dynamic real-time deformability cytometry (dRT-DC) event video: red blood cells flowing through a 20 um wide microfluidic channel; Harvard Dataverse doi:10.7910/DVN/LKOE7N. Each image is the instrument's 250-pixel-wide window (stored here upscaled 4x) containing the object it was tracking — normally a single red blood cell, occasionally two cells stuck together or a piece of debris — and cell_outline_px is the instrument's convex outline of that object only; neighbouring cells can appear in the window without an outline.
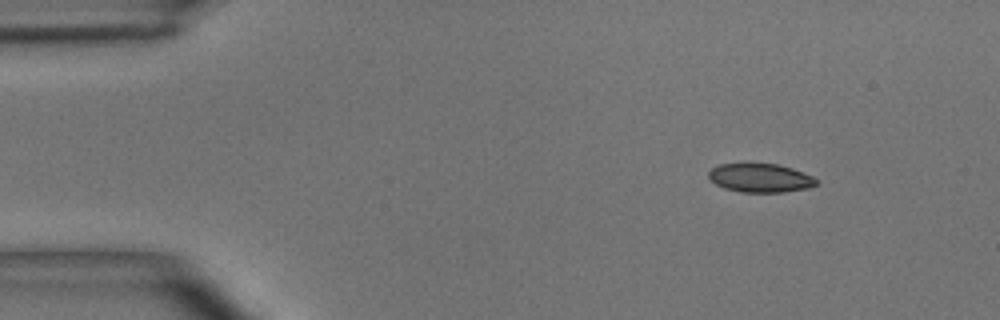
{"species": "common noctule bat (a hibernating species)", "species_latin": "Nyctalus noctula", "temperature_condition": "room temperature", "stored_images_in_passage": 3, "camera_frame_rate_fps": 3000, "um_per_image_px": 0.085, "animal": {"sex": "male", "body_mass_g": 15.6}, "frame": {"image": 1, "passage_image": 1, "time_ms": 0.0, "image_size_px": [1000, 320], "cell_outline_px": [[820, 180], [816, 184], [808, 188], [784, 192], [740, 192], [724, 188], [716, 184], [708, 176], [708, 172], [712, 168], [720, 164], [776, 164], [792, 168], [812, 176]], "centroid_in_image_um": [64.64, 15.13], "position_along_channel_um": 20.4, "area_um2": 17.92}}